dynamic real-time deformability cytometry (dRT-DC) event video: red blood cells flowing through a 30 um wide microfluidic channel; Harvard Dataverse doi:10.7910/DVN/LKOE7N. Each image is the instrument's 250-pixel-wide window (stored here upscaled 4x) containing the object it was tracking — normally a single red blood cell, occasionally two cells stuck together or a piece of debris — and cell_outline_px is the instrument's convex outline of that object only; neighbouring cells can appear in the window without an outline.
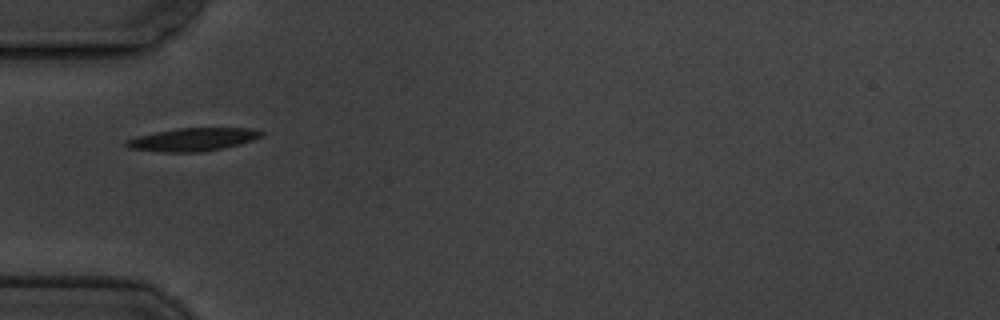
{"species": "common noctule bat (a hibernating species)", "species_latin": "Nyctalus noctula", "temperature_condition": "cold", "stored_images_in_passage": 3, "camera_frame_rate_fps": 3000, "um_per_image_px": 0.085, "animal": {"sex": "male", "body_mass_g": 19.5, "forearm_length_mm": 54.6}, "frame": {"image": 1, "passage_image": 1, "time_ms": 0.0, "image_size_px": [1000, 320], "cell_outline_px": [[264, 132], [260, 136], [252, 140], [220, 148], [200, 152], [160, 152], [128, 148], [124, 144], [124, 140], [136, 136], [176, 128], [252, 128]], "centroid_in_image_um": [16.3, 11.85], "position_along_channel_um": 68.7, "area_um2": 17.98}}